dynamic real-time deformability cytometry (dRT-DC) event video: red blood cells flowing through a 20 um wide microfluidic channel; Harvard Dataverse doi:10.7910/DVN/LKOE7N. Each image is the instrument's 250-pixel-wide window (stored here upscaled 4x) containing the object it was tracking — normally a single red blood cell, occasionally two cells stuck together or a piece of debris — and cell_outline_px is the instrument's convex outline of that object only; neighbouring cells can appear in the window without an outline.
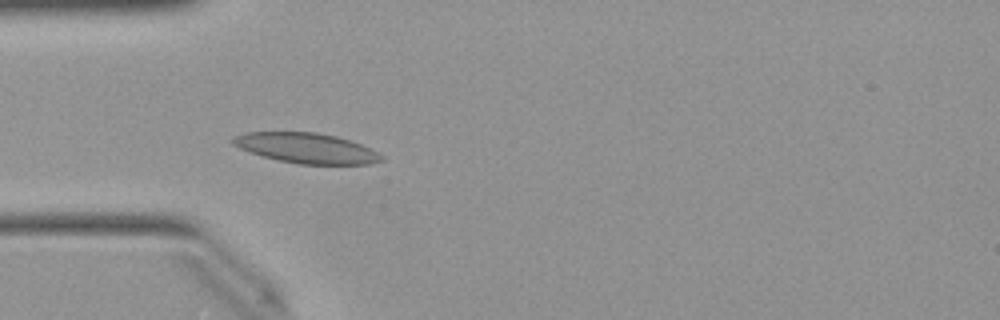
{"species": "Egyptian fruit bat (a non-hibernating species)", "species_latin": "Rousettus aegyptiacus", "temperature_condition": "warm", "stored_images_in_passage": 10, "camera_frame_rate_fps": 3000, "um_per_image_px": 0.085, "animal": {"sex": "female"}, "frame": {"image": 1, "passage_image": 4, "time_ms": 1.0, "image_size_px": [1000, 320], "cell_outline_px": [[384, 160], [372, 164], [300, 164], [260, 156], [248, 152], [232, 144], [232, 136], [248, 132], [316, 132], [336, 136], [360, 144], [384, 156]], "centroid_in_image_um": [26.02, 12.59], "position_along_channel_um": 59.0, "area_um2": 26.07}}
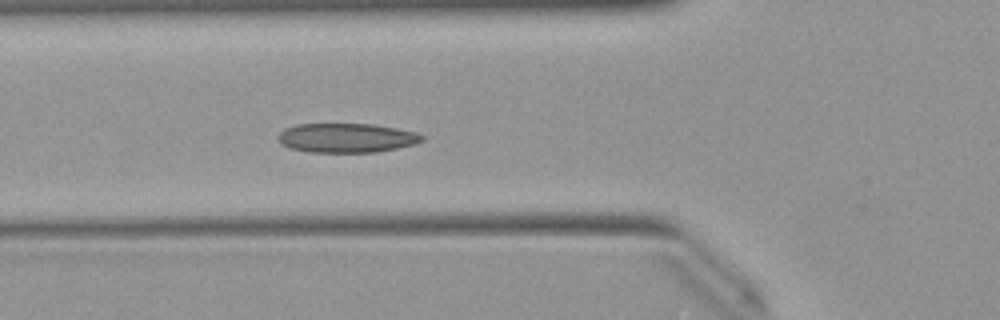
{"frame": {"image": 2, "passage_image": 7, "time_ms": 2.0, "image_size_px": [1000, 320], "cell_outline_px": [[424, 140], [412, 144], [396, 148], [376, 152], [312, 152], [292, 148], [280, 144], [276, 136], [284, 128], [296, 124], [372, 124], [396, 128], [416, 132], [424, 136]], "centroid_in_image_um": [29.42, 11.71], "position_along_channel_um": 96.4, "area_um2": 24.51}}